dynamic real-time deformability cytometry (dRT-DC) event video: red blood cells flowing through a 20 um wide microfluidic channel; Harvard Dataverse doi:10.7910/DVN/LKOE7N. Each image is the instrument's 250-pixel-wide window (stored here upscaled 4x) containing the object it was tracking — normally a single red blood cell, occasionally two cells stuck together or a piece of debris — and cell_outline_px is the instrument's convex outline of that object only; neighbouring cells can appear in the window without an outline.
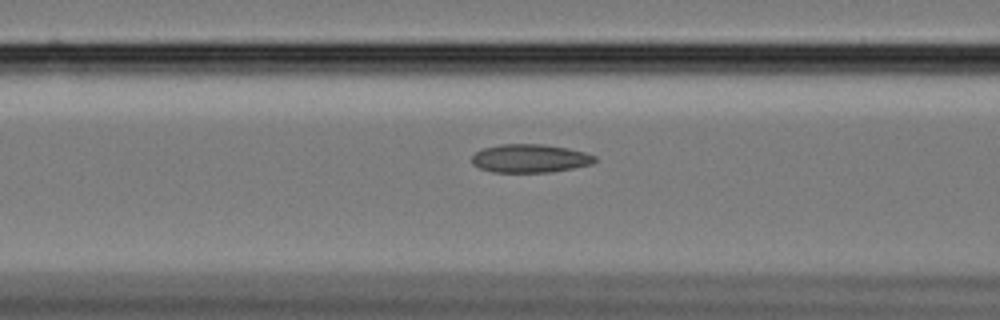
{"species": "Egyptian fruit bat (a non-hibernating species)", "species_latin": "Rousettus aegyptiacus", "temperature_condition": "cold", "stored_images_in_passage": 32, "camera_frame_rate_fps": 3000, "um_per_image_px": 0.085, "animal": {"sex": "female"}, "frame": {"image": 1, "passage_image": 9, "time_ms": 2.667, "image_size_px": [1000, 320], "cell_outline_px": [[596, 160], [592, 164], [552, 172], [492, 172], [480, 168], [472, 164], [472, 156], [476, 152], [484, 148], [500, 144], [544, 144], [568, 148], [584, 152], [596, 156]], "centroid_in_image_um": [45.05, 13.46], "position_along_channel_um": 121.5, "area_um2": 20.35}}
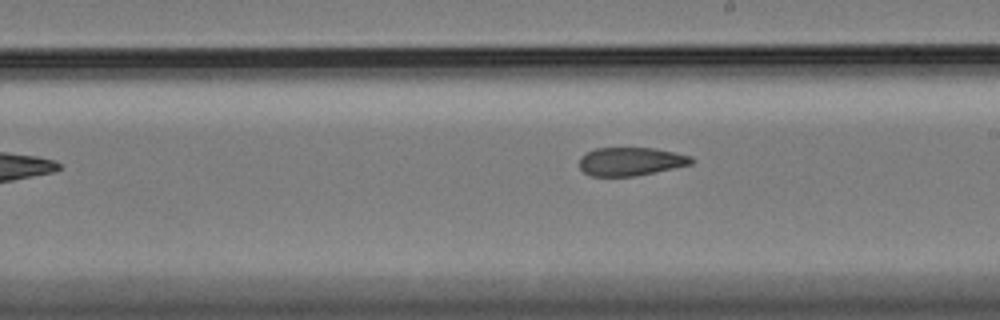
{"frame": {"image": 2, "passage_image": 19, "time_ms": 6.0, "image_size_px": [1000, 320], "cell_outline_px": [[696, 160], [692, 164], [636, 176], [592, 176], [584, 172], [580, 168], [580, 156], [596, 148], [656, 148], [676, 152], [692, 156]], "centroid_in_image_um": [53.65, 13.72], "position_along_channel_um": 235.3, "area_um2": 18.61}}
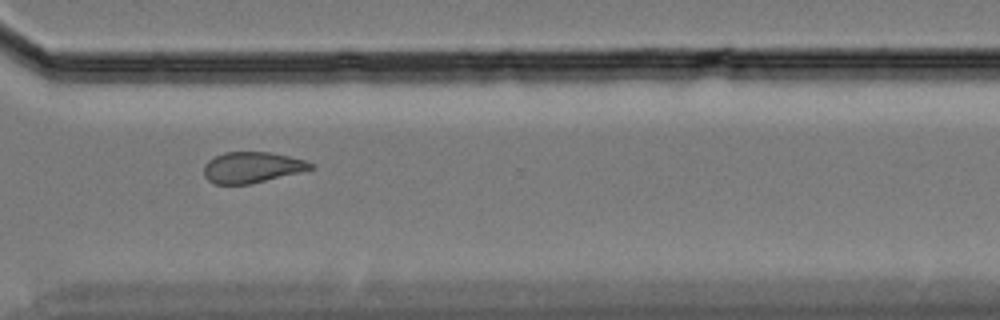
{"frame": {"image": 3, "passage_image": 29, "time_ms": 9.333, "image_size_px": [1000, 320], "cell_outline_px": [[316, 168], [300, 172], [248, 184], [216, 184], [208, 180], [204, 176], [204, 164], [208, 160], [224, 152], [272, 152], [304, 160], [316, 164]], "centroid_in_image_um": [21.43, 14.22], "position_along_channel_um": 349.2, "area_um2": 19.19}, "authors_computed_cell_mechanics": {"area_um2": 19.8832, "velocity_mm_per_s": 3.4189, "shape_relaxation_time_tau1_ms": null, "shape_relaxation_time_tau2_ms": 4.5898, "deformation_change_tau1": null, "deformation_change_tau2": 0.1099}}